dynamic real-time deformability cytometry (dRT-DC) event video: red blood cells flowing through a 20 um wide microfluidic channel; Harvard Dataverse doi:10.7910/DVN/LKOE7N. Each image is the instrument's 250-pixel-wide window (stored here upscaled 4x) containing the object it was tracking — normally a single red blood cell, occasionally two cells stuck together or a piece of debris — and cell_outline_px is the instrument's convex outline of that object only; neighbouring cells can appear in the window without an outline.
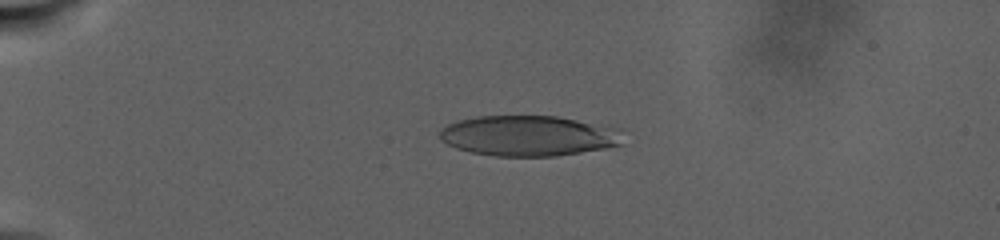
{"species": "human", "species_latin": "Homo sapiens", "temperature_condition": "warm", "stored_images_in_passage": 73, "camera_frame_rate_fps": 3000, "um_per_image_px": 0.085, "donor": {"sex": "male"}, "frame": {"image": 1, "passage_image": 8, "time_ms": 3.0, "image_size_px": [1000, 240], "cell_outline_px": [[624, 144], [608, 148], [556, 156], [496, 156], [472, 152], [456, 148], [440, 140], [440, 128], [456, 120], [476, 116], [556, 116], [612, 124], [624, 128]], "centroid_in_image_um": [45.07, 11.52], "position_along_channel_um": 39.9, "area_um2": 44.39}}
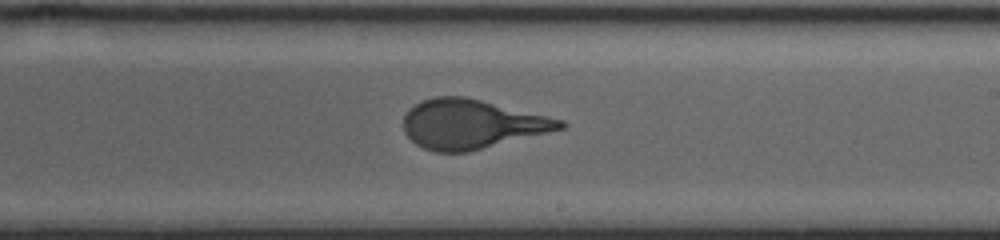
{"frame": {"image": 2, "passage_image": 43, "time_ms": 14.667, "image_size_px": [1000, 240], "cell_outline_px": [[568, 124], [564, 128], [468, 152], [432, 152], [416, 144], [404, 132], [404, 116], [408, 108], [420, 100], [436, 96], [464, 96], [564, 120]], "centroid_in_image_um": [40.05, 10.54], "position_along_channel_um": 249.0, "area_um2": 44.8}}
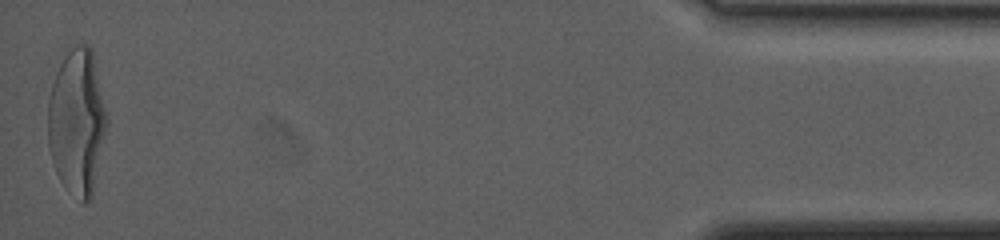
{"frame": {"image": 3, "passage_image": 73, "time_ms": 25.667, "image_size_px": [1000, 240], "cell_outline_px": [[108, 124], [92, 200], [84, 204], [80, 204], [60, 180], [56, 172], [52, 160], [48, 144], [48, 100], [52, 84], [56, 72], [64, 56], [76, 44], [88, 44], [92, 48], [108, 120]], "centroid_in_image_um": [6.56, 10.41], "position_along_channel_um": 428.6, "area_um2": 50.52}, "authors_computed_cell_mechanics": {"area_um2": 44.9684, "velocity_mm_per_s": 2.3122, "shape_relaxation_time_tau1_ms": 8.54, "shape_relaxation_time_tau2_ms": null, "deformation_change_tau1": 0.2733, "deformation_change_tau2": null}}